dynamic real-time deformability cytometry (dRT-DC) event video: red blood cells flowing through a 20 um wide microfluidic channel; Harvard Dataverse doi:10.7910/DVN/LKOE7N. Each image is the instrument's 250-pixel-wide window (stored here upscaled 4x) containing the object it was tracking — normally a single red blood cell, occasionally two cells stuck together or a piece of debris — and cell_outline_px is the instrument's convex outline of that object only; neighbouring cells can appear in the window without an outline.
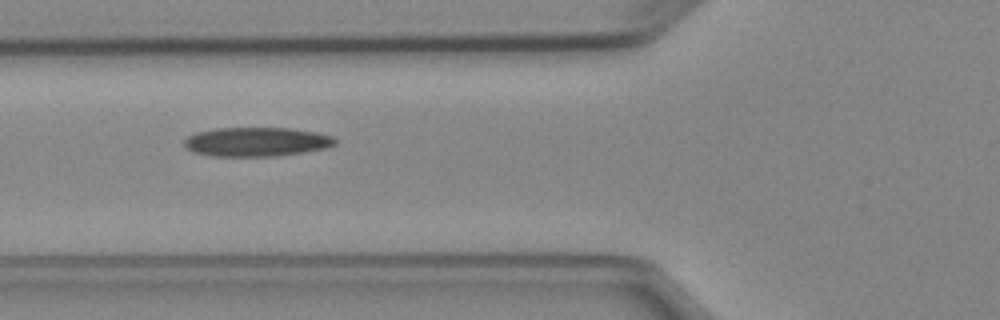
{"species": "Egyptian fruit bat (a non-hibernating species)", "species_latin": "Rousettus aegyptiacus", "temperature_condition": "cold", "stored_images_in_passage": 5, "camera_frame_rate_fps": 3000, "um_per_image_px": 0.085, "animal": {"sex": "female"}, "frame": {"image": 1, "passage_image": 3, "time_ms": 2.333, "image_size_px": [1000, 320], "cell_outline_px": [[336, 144], [328, 148], [276, 156], [212, 156], [192, 152], [184, 148], [184, 140], [188, 136], [196, 132], [216, 128], [292, 128], [316, 132], [332, 136], [336, 140]], "centroid_in_image_um": [21.78, 12.05], "position_along_channel_um": 104.0, "area_um2": 25.78}}